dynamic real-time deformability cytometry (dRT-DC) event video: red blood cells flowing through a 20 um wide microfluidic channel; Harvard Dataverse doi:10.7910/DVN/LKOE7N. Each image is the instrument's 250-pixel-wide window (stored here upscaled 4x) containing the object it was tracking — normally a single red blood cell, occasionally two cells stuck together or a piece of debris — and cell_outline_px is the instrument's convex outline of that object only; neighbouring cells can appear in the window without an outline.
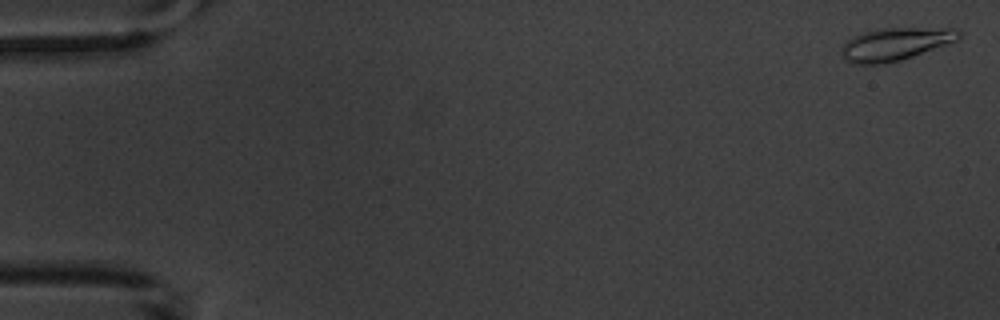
{"species": "common noctule bat (a hibernating species)", "species_latin": "Nyctalus noctula", "temperature_condition": "warm", "stored_images_in_passage": 6, "camera_frame_rate_fps": 3000, "um_per_image_px": 0.085, "animal": {"sex": "male", "body_mass_g": 20.1, "forearm_length_mm": 53.5}, "frame": {"image": 1, "passage_image": 1, "time_ms": 0.0, "image_size_px": [1000, 320], "cell_outline_px": [[960, 36], [956, 40], [948, 44], [900, 60], [884, 64], [848, 64], [844, 60], [840, 52], [840, 48], [852, 36], [864, 32], [880, 28], [960, 28]], "centroid_in_image_um": [76.05, 3.75], "position_along_channel_um": 8.9, "area_um2": 22.54}}